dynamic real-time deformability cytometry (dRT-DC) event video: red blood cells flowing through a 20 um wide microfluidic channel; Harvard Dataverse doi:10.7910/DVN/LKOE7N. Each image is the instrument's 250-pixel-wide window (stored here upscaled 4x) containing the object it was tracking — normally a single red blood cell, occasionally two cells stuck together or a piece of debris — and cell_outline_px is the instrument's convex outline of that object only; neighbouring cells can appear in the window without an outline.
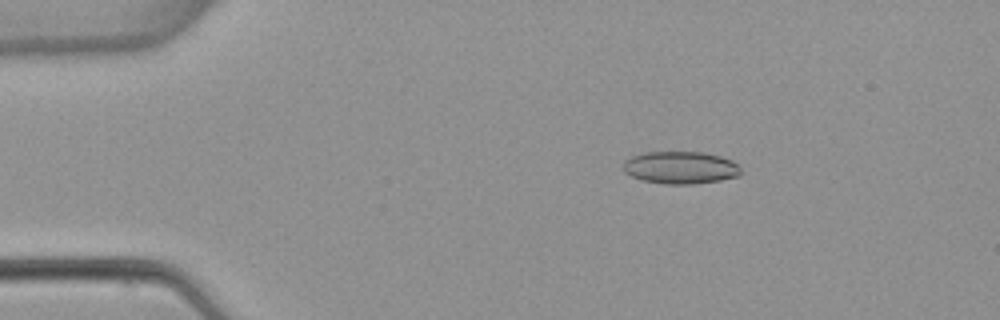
{"species": "common noctule bat (a hibernating species)", "species_latin": "Nyctalus noctula", "temperature_condition": "warm", "stored_images_in_passage": 5, "camera_frame_rate_fps": 3000, "um_per_image_px": 0.085, "animal": {"sex": "female", "body_mass_g": 22.7, "forearm_length_mm": 54.2}, "frame": {"image": 1, "passage_image": 3, "time_ms": 2.333, "image_size_px": [1000, 320], "cell_outline_px": [[740, 176], [720, 180], [692, 184], [664, 184], [640, 180], [624, 172], [624, 160], [632, 156], [644, 152], [704, 152], [720, 156], [732, 160], [740, 164]], "centroid_in_image_um": [57.86, 14.24], "position_along_channel_um": 27.1, "area_um2": 22.43}}
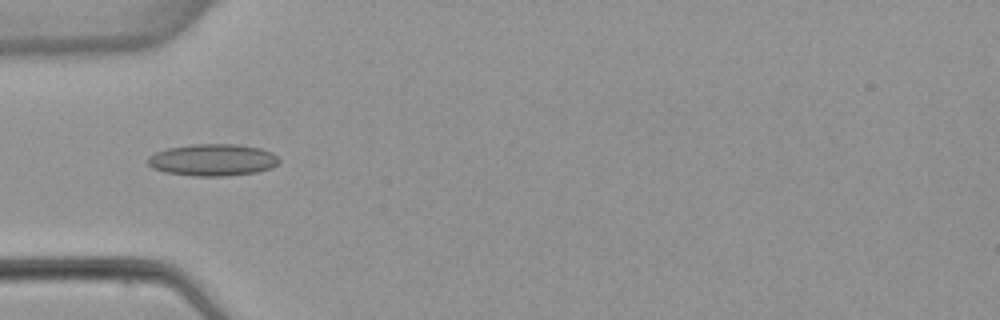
{"frame": {"image": 2, "passage_image": 4, "time_ms": 5.0, "image_size_px": [1000, 320], "cell_outline_px": [[280, 160], [272, 168], [256, 172], [228, 176], [196, 176], [164, 172], [152, 168], [148, 164], [148, 156], [156, 152], [168, 148], [192, 144], [236, 144], [260, 148], [272, 152]], "centroid_in_image_um": [18.08, 13.59], "position_along_channel_um": 66.9, "area_um2": 24.45}}
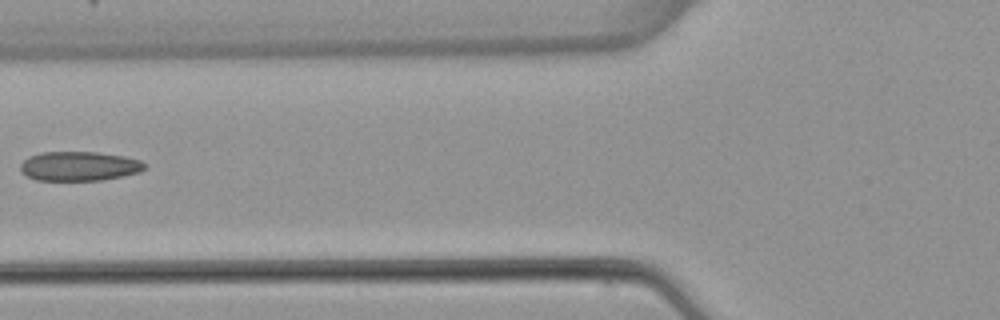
{"frame": {"image": 3, "passage_image": 5, "time_ms": 6.333, "image_size_px": [1000, 320], "cell_outline_px": [[148, 164], [140, 172], [100, 180], [36, 180], [20, 172], [20, 164], [28, 156], [40, 152], [96, 152], [124, 156], [140, 160]], "centroid_in_image_um": [6.71, 14.11], "position_along_channel_um": 119.1, "area_um2": 21.27}}